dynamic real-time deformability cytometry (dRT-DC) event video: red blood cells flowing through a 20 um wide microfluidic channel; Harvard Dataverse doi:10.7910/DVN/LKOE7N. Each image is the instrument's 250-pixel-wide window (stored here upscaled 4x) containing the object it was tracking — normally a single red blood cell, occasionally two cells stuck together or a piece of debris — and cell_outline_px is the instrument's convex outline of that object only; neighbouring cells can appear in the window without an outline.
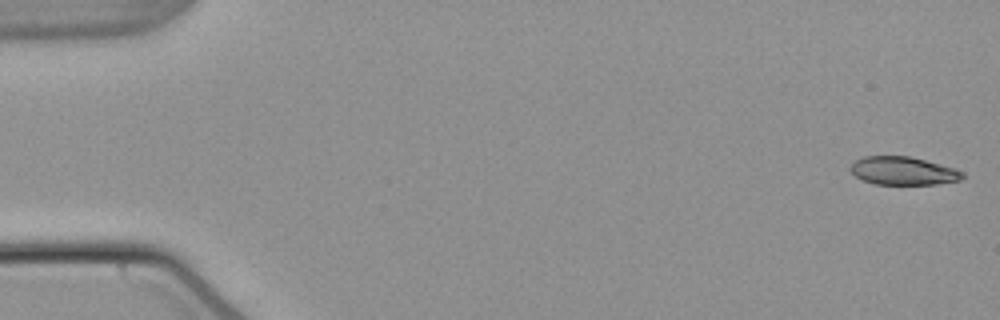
{"species": "common noctule bat (a hibernating species)", "species_latin": "Nyctalus noctula", "temperature_condition": "warm", "stored_images_in_passage": 53, "camera_frame_rate_fps": 3000, "um_per_image_px": 0.085, "animal": {"sex": "male", "body_mass_g": 21.5, "forearm_length_mm": 52.0}, "frame": {"image": 1, "passage_image": 1, "time_ms": 0.0, "image_size_px": [1000, 320], "cell_outline_px": [[964, 176], [960, 180], [936, 184], [872, 184], [856, 176], [848, 168], [856, 160], [864, 156], [908, 156], [956, 168], [964, 172]], "centroid_in_image_um": [76.77, 14.52], "position_along_channel_um": 8.2, "area_um2": 18.32}}
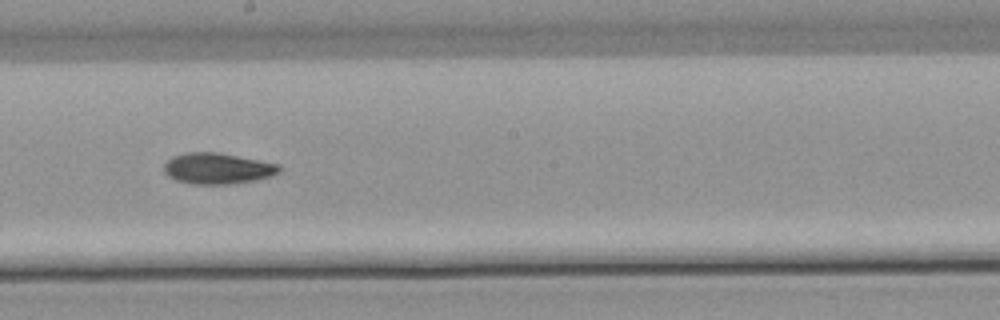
{"frame": {"image": 2, "passage_image": 30, "time_ms": 9.667, "image_size_px": [1000, 320], "cell_outline_px": [[280, 172], [272, 176], [256, 180], [228, 184], [192, 184], [176, 180], [168, 176], [164, 172], [164, 164], [172, 156], [184, 152], [216, 152], [276, 164], [280, 168]], "centroid_in_image_um": [18.43, 14.32], "position_along_channel_um": 229.8, "area_um2": 20.63}}
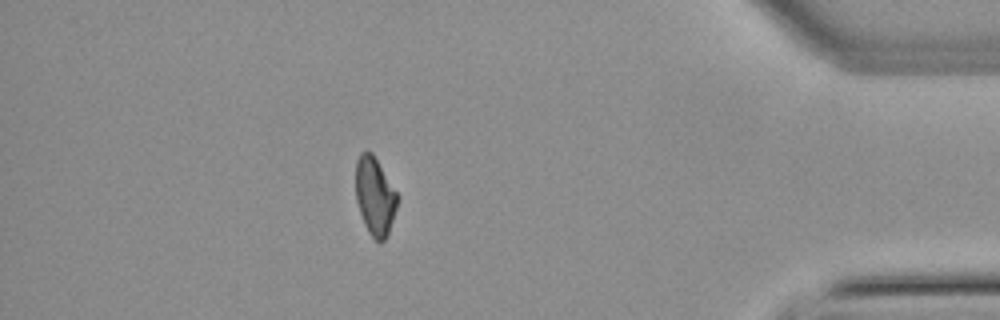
{"frame": {"image": 3, "passage_image": 47, "time_ms": 15.333, "image_size_px": [1000, 320], "cell_outline_px": [[396, 208], [388, 232], [384, 240], [380, 244], [368, 232], [364, 224], [356, 200], [356, 160], [360, 152], [372, 152], [396, 192]], "centroid_in_image_um": [31.83, 16.68], "position_along_channel_um": 403.4, "area_um2": 18.5}, "authors_computed_cell_mechanics": {"area_um2": 20.1722, "velocity_mm_per_s": 3.8362, "shape_relaxation_time_tau1_ms": 6.0058, "shape_relaxation_time_tau2_ms": null, "deformation_change_tau1": 0.1856, "deformation_change_tau2": null}}